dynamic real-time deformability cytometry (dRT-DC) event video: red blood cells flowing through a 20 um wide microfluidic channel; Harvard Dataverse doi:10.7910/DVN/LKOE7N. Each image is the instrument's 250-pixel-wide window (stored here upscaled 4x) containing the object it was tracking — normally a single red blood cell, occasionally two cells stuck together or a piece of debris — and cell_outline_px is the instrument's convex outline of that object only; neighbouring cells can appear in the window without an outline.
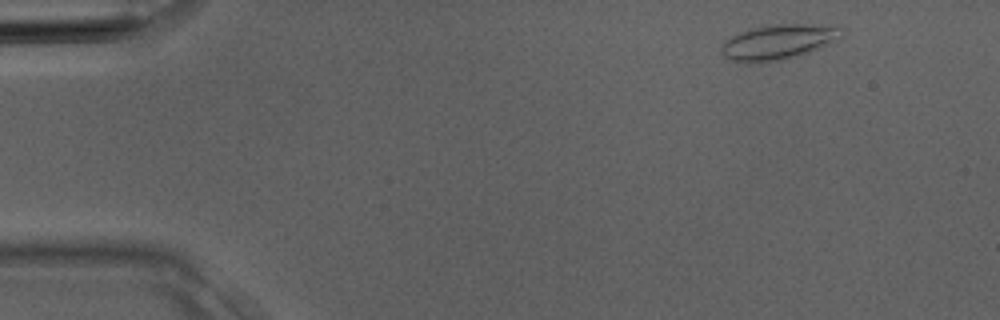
{"species": "Egyptian fruit bat (a non-hibernating species)", "species_latin": "Rousettus aegyptiacus", "temperature_condition": "room temperature", "stored_images_in_passage": 3, "camera_frame_rate_fps": 3000, "um_per_image_px": 0.085, "animal": {"sex": "male"}, "frame": {"image": 1, "passage_image": 1, "time_ms": 0.0, "image_size_px": [1000, 320], "cell_outline_px": [[844, 36], [840, 40], [808, 52], [796, 56], [780, 60], [748, 64], [744, 64], [720, 56], [720, 44], [724, 40], [740, 32], [752, 28], [772, 24], [840, 24], [844, 28]], "centroid_in_image_um": [66.19, 3.56], "position_along_channel_um": 18.8, "area_um2": 25.43}}